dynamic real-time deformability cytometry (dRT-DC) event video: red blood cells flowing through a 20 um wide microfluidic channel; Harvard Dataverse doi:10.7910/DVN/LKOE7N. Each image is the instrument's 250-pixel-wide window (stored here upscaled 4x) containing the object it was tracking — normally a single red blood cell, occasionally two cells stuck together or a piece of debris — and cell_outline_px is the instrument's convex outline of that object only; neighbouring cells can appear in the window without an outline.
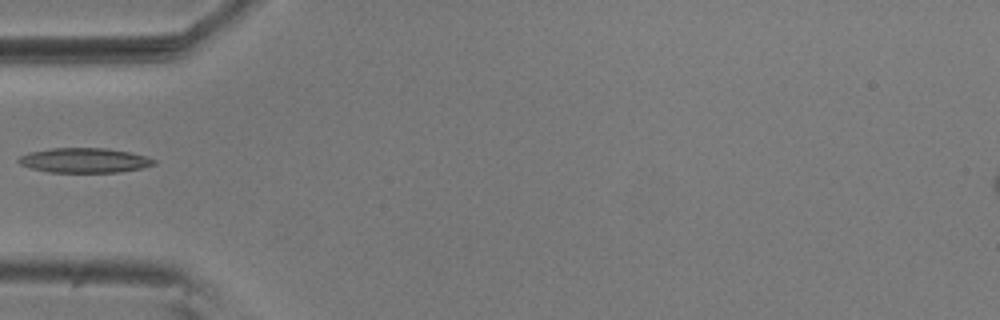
{"species": "common noctule bat (a hibernating species)", "species_latin": "Nyctalus noctula", "temperature_condition": "room temperature", "stored_images_in_passage": 10, "camera_frame_rate_fps": 3000, "um_per_image_px": 0.085, "animal": {"sex": "male", "body_mass_g": 20.5, "forearm_length_mm": 52.5}, "frame": {"image": 1, "passage_image": 1, "time_ms": 0.0, "image_size_px": [1000, 320], "cell_outline_px": [[156, 164], [140, 168], [120, 172], [48, 172], [32, 168], [20, 164], [16, 160], [20, 156], [28, 152], [52, 148], [108, 148], [128, 152], [144, 156], [156, 160]], "centroid_in_image_um": [7.15, 13.62], "position_along_channel_um": 77.9, "area_um2": 19.42}}
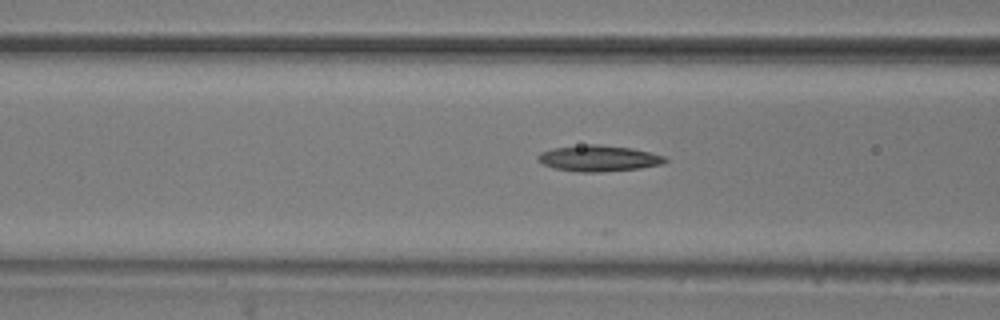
{"frame": {"image": 2, "passage_image": 4, "time_ms": 1.0, "image_size_px": [1000, 320], "cell_outline_px": [[668, 160], [664, 164], [640, 168], [600, 172], [576, 172], [552, 168], [544, 164], [536, 156], [540, 152], [552, 148], [588, 144], [596, 144], [632, 148], [664, 156]], "centroid_in_image_um": [50.88, 13.46], "position_along_channel_um": 115.7, "area_um2": 19.31}}
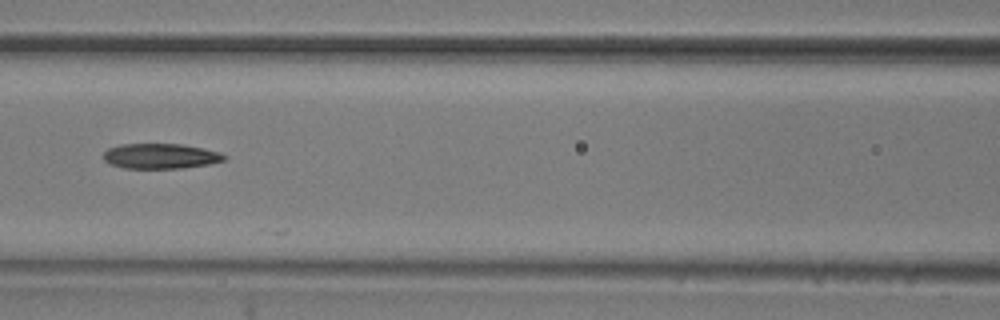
{"frame": {"image": 3, "passage_image": 7, "time_ms": 2.0, "image_size_px": [1000, 320], "cell_outline_px": [[228, 156], [224, 160], [208, 164], [184, 168], [124, 168], [112, 164], [104, 160], [104, 152], [108, 148], [120, 144], [184, 144], [204, 148], [220, 152]], "centroid_in_image_um": [13.67, 13.26], "position_along_channel_um": 152.9, "area_um2": 17.74}}